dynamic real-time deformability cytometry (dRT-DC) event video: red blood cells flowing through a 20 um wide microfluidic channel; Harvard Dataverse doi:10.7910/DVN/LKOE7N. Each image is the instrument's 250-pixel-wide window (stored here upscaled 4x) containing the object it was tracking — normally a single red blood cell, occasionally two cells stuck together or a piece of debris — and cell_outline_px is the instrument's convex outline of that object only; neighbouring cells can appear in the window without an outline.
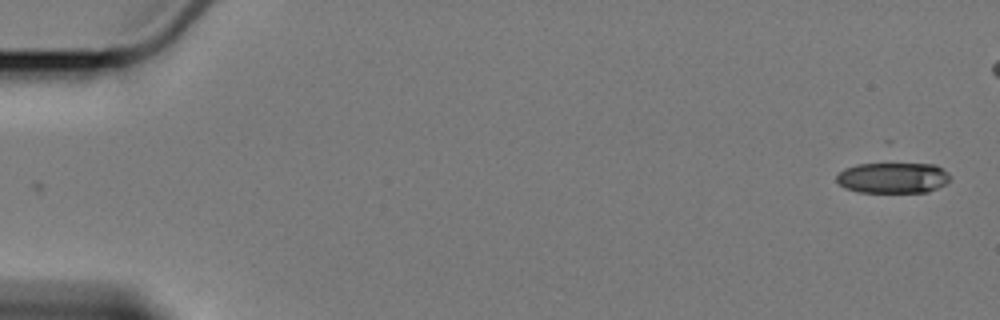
{"species": "Egyptian fruit bat (a non-hibernating species)", "species_latin": "Rousettus aegyptiacus", "temperature_condition": "cold", "stored_images_in_passage": 6, "camera_frame_rate_fps": 3000, "um_per_image_px": 0.085, "animal": {"sex": "female"}, "frame": {"image": 1, "passage_image": 1, "time_ms": 0.0, "image_size_px": [1000, 320], "cell_outline_px": [[948, 180], [944, 184], [928, 192], [860, 192], [844, 188], [836, 180], [836, 176], [844, 168], [860, 164], [936, 164], [948, 172]], "centroid_in_image_um": [75.88, 15.11], "position_along_channel_um": 9.1, "area_um2": 20.17}}